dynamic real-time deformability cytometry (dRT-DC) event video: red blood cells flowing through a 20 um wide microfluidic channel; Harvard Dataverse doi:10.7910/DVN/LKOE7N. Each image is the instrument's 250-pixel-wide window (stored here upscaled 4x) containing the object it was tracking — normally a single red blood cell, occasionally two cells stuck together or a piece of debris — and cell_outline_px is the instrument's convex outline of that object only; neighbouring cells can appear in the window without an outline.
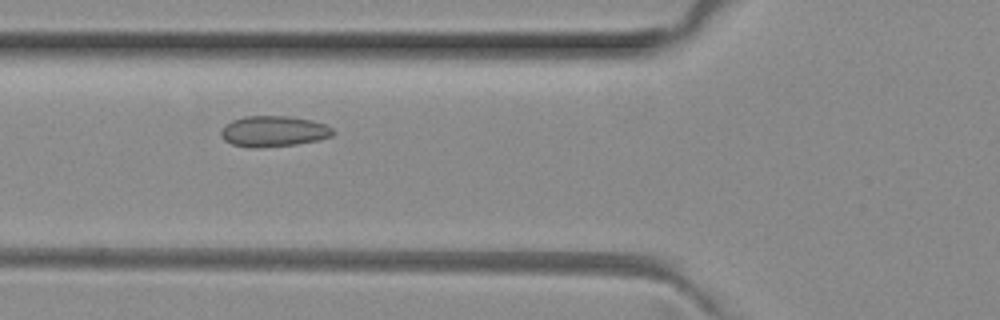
{"species": "common noctule bat (a hibernating species)", "species_latin": "Nyctalus noctula", "temperature_condition": "room temperature", "stored_images_in_passage": 2, "camera_frame_rate_fps": 3000, "um_per_image_px": 0.085, "animal": {"sex": "female", "body_mass_g": 29.2, "forearm_length_mm": 56.3}, "frame": {"image": 1, "passage_image": 2, "time_ms": 0.333, "image_size_px": [1000, 320], "cell_outline_px": [[336, 132], [332, 136], [320, 140], [296, 144], [256, 148], [248, 148], [232, 144], [224, 140], [220, 136], [220, 132], [232, 120], [244, 116], [288, 116], [312, 120], [324, 124], [332, 128]], "centroid_in_image_um": [23.27, 11.17], "position_along_channel_um": 102.5, "area_um2": 20.17}}